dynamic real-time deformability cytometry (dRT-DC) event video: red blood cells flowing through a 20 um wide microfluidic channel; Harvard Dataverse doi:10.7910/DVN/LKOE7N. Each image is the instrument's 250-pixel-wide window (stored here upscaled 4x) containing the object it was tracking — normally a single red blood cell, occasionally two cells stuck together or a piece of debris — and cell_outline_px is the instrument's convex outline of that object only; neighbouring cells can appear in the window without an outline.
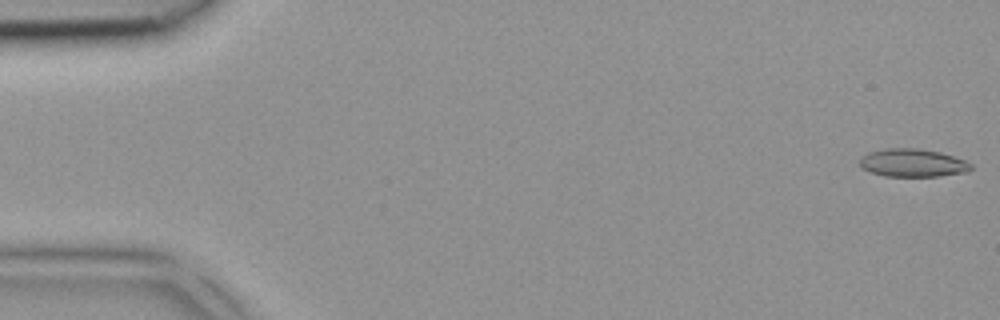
{"species": "common noctule bat (a hibernating species)", "species_latin": "Nyctalus noctula", "temperature_condition": "room temperature", "stored_images_in_passage": 4, "camera_frame_rate_fps": 3000, "um_per_image_px": 0.085, "animal": {"sex": "female", "body_mass_g": 18.4}, "frame": {"image": 1, "passage_image": 1, "time_ms": 0.0, "image_size_px": [1000, 320], "cell_outline_px": [[972, 168], [968, 172], [940, 176], [884, 176], [860, 168], [860, 156], [868, 152], [884, 148], [916, 148], [940, 152], [964, 160], [972, 164]], "centroid_in_image_um": [77.55, 13.84], "position_along_channel_um": 7.4, "area_um2": 18.26}}
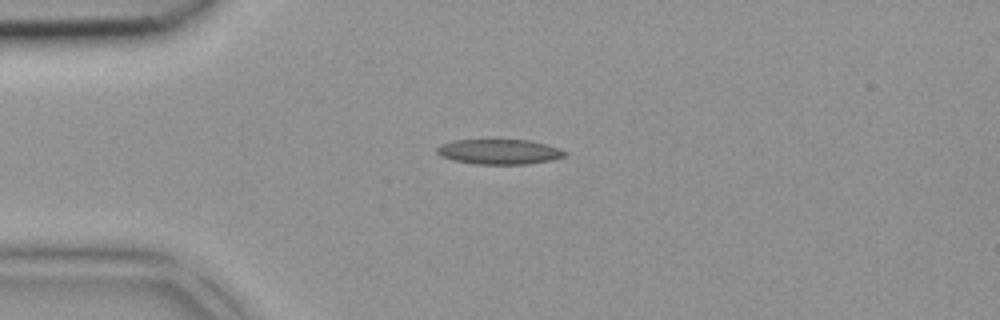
{"frame": {"image": 2, "passage_image": 4, "time_ms": 1.0, "image_size_px": [1000, 320], "cell_outline_px": [[564, 156], [552, 160], [528, 164], [472, 164], [452, 160], [440, 156], [436, 152], [436, 148], [440, 144], [452, 140], [528, 140], [548, 144], [560, 148], [564, 152]], "centroid_in_image_um": [42.39, 12.9], "position_along_channel_um": 42.6, "area_um2": 18.79}}